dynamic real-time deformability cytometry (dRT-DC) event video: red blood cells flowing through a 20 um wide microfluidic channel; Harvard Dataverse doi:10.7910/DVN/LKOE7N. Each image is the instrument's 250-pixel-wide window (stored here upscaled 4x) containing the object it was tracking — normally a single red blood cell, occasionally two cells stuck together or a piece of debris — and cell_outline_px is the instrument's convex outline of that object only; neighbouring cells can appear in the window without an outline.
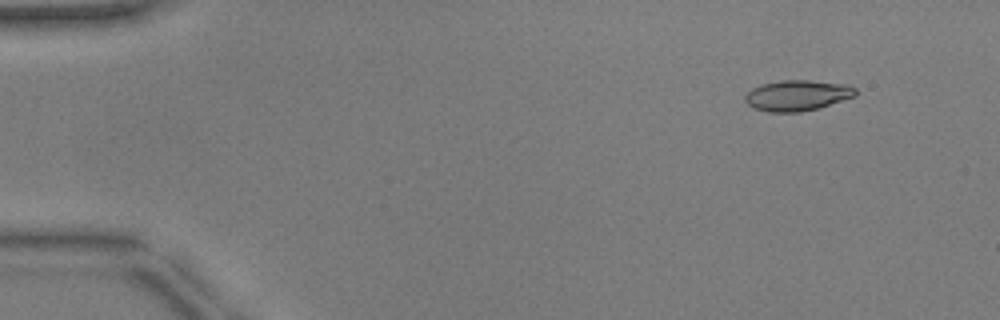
{"species": "common noctule bat (a hibernating species)", "species_latin": "Nyctalus noctula", "temperature_condition": "warm", "stored_images_in_passage": 48, "camera_frame_rate_fps": 3000, "um_per_image_px": 0.085, "animal": {"sex": "male", "body_mass_g": 17.9, "forearm_length_mm": 54.2}, "frame": {"image": 1, "passage_image": 2, "time_ms": 0.333, "image_size_px": [1000, 320], "cell_outline_px": [[856, 96], [816, 108], [800, 112], [768, 112], [752, 108], [744, 100], [744, 96], [752, 88], [760, 84], [784, 80], [808, 80], [848, 84], [856, 88]], "centroid_in_image_um": [67.75, 8.1], "position_along_channel_um": 17.3, "area_um2": 19.77}}
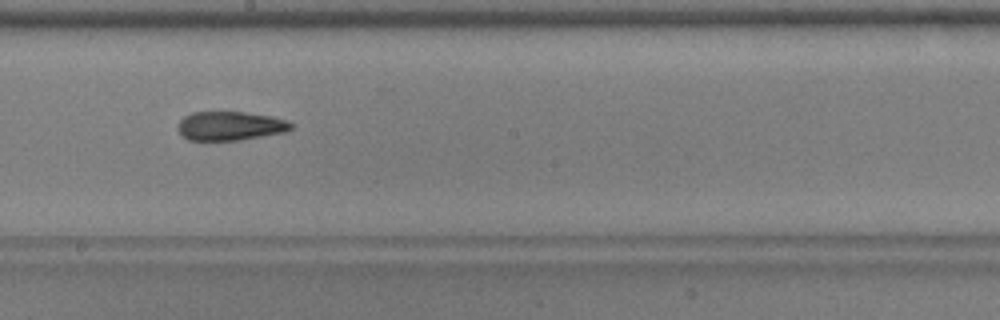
{"frame": {"image": 2, "passage_image": 26, "time_ms": 8.333, "image_size_px": [1000, 320], "cell_outline_px": [[292, 128], [284, 132], [240, 140], [188, 140], [176, 128], [180, 120], [184, 116], [192, 112], [244, 112], [272, 116], [284, 120], [292, 124]], "centroid_in_image_um": [19.53, 10.7], "position_along_channel_um": 228.7, "area_um2": 18.96}}
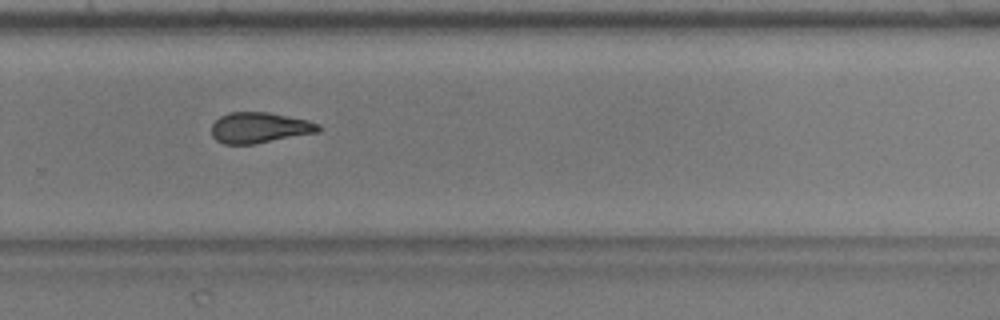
{"frame": {"image": 3, "passage_image": 32, "time_ms": 10.333, "image_size_px": [1000, 320], "cell_outline_px": [[320, 132], [252, 144], [224, 144], [216, 140], [212, 136], [212, 124], [220, 116], [228, 112], [268, 112], [308, 120], [320, 124]], "centroid_in_image_um": [22.06, 10.85], "position_along_channel_um": 307.7, "area_um2": 19.13}, "authors_computed_cell_mechanics": {"area_um2": 19.5653, "velocity_mm_per_s": 3.9684, "shape_relaxation_time_tau1_ms": null, "shape_relaxation_time_tau2_ms": 3.5968, "deformation_change_tau1": null, "deformation_change_tau2": 0.1129}}